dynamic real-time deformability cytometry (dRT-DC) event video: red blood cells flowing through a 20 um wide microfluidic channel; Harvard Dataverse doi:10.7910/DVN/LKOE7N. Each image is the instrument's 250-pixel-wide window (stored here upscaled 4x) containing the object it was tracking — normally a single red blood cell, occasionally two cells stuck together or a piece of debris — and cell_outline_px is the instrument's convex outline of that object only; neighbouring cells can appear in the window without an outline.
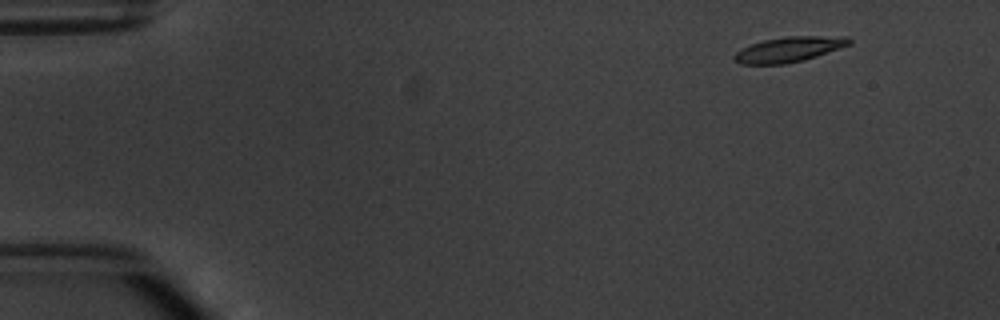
{"species": "common noctule bat (a hibernating species)", "species_latin": "Nyctalus noctula", "temperature_condition": "warm", "stored_images_in_passage": 4, "segment_of_instrument_passage": [1, 2], "camera_frame_rate_fps": 3000, "um_per_image_px": 0.085, "animal": {"sex": "male", "body_mass_g": 20.1, "forearm_length_mm": 53.5}, "frame": {"image": 1, "passage_image": 1, "time_ms": 0.0, "image_size_px": [1000, 320], "cell_outline_px": [[852, 44], [804, 60], [784, 64], [740, 64], [732, 60], [732, 56], [740, 48], [764, 40], [784, 36], [848, 36], [852, 40]], "centroid_in_image_um": [67.05, 4.19], "position_along_channel_um": 17.9, "area_um2": 17.05}}
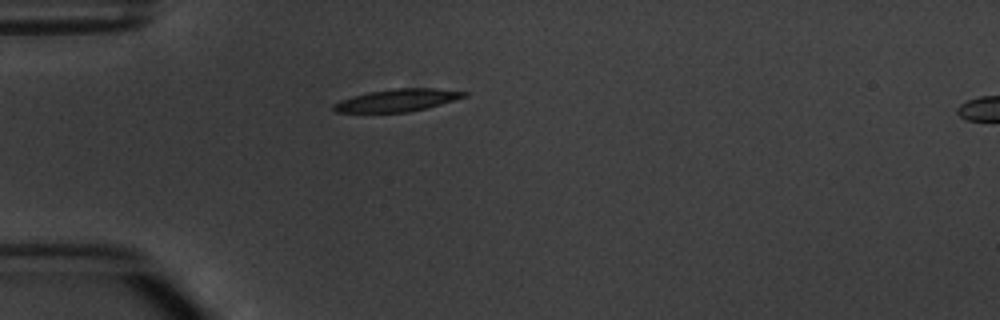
{"frame": {"image": 2, "passage_image": 3, "time_ms": 3.333, "image_size_px": [1000, 320], "cell_outline_px": [[468, 96], [428, 108], [408, 112], [336, 112], [332, 108], [332, 104], [340, 100], [352, 96], [368, 92], [392, 88], [436, 88], [468, 92]], "centroid_in_image_um": [33.79, 8.51], "position_along_channel_um": 51.2, "area_um2": 17.17}}